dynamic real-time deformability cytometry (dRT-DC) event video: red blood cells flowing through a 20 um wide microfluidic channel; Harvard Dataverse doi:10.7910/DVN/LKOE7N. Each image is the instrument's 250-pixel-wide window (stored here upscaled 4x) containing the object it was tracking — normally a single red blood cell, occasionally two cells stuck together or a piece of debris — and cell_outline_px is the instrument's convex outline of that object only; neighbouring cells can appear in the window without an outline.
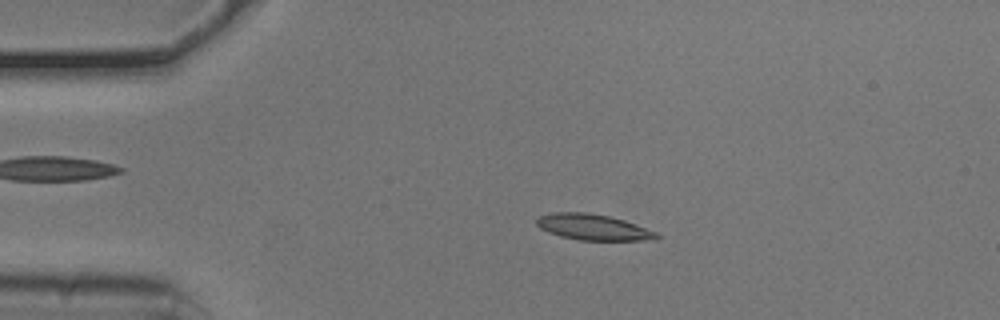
{"species": "common noctule bat (a hibernating species)", "species_latin": "Nyctalus noctula", "temperature_condition": "cold", "stored_images_in_passage": 52, "camera_frame_rate_fps": 3000, "um_per_image_px": 0.085, "animal": {"sex": "male", "body_mass_g": 20.5, "forearm_length_mm": 52.5}, "frame": {"image": 1, "passage_image": 10, "time_ms": 3.0, "image_size_px": [1000, 320], "cell_outline_px": [[660, 236], [656, 240], [580, 240], [560, 236], [548, 232], [540, 228], [536, 224], [536, 220], [540, 216], [552, 212], [588, 212], [608, 216], [624, 220], [656, 232]], "centroid_in_image_um": [50.4, 19.31], "position_along_channel_um": 34.6, "area_um2": 18.03}}
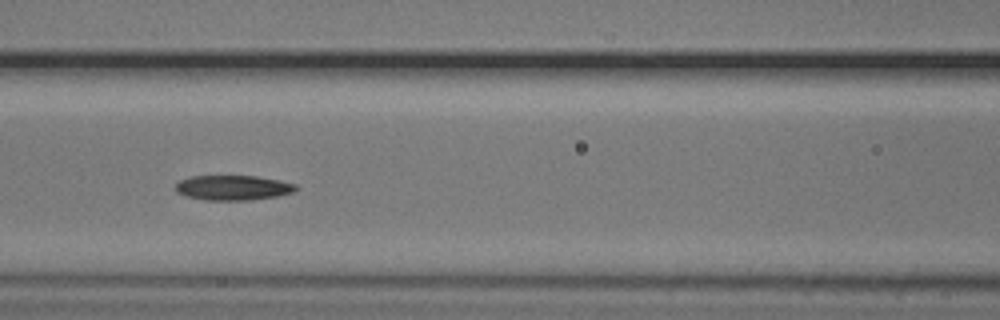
{"frame": {"image": 2, "passage_image": 22, "time_ms": 7.0, "image_size_px": [1000, 320], "cell_outline_px": [[296, 188], [292, 192], [276, 196], [252, 200], [204, 200], [184, 196], [176, 192], [176, 184], [180, 180], [192, 176], [256, 176], [280, 180], [296, 184]], "centroid_in_image_um": [19.77, 15.96], "position_along_channel_um": 146.8, "area_um2": 17.46}}
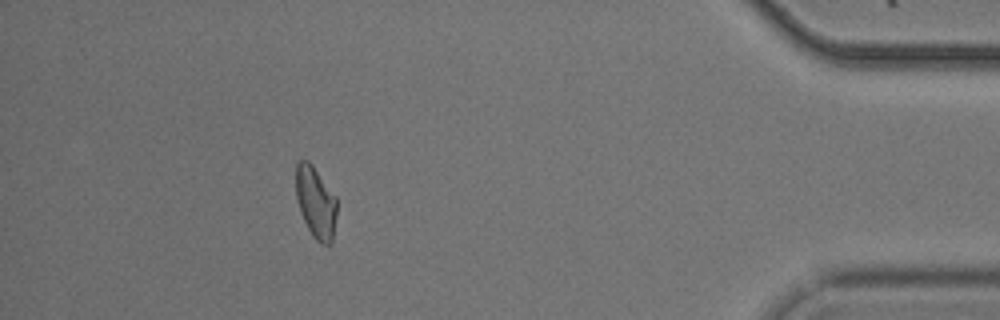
{"frame": {"image": 3, "passage_image": 47, "time_ms": 15.333, "image_size_px": [1000, 320], "cell_outline_px": [[336, 216], [332, 244], [320, 244], [312, 236], [300, 212], [296, 196], [296, 164], [300, 160], [308, 160], [312, 164], [336, 196]], "centroid_in_image_um": [26.84, 17.21], "position_along_channel_um": 408.4, "area_um2": 17.17}, "authors_computed_cell_mechanics": {"area_um2": 17.7735, "velocity_mm_per_s": 3.7774, "shape_relaxation_time_tau1_ms": 4.4982, "shape_relaxation_time_tau2_ms": 5.1108, "deformation_change_tau1": 0.1187, "deformation_change_tau2": 0.1225}}